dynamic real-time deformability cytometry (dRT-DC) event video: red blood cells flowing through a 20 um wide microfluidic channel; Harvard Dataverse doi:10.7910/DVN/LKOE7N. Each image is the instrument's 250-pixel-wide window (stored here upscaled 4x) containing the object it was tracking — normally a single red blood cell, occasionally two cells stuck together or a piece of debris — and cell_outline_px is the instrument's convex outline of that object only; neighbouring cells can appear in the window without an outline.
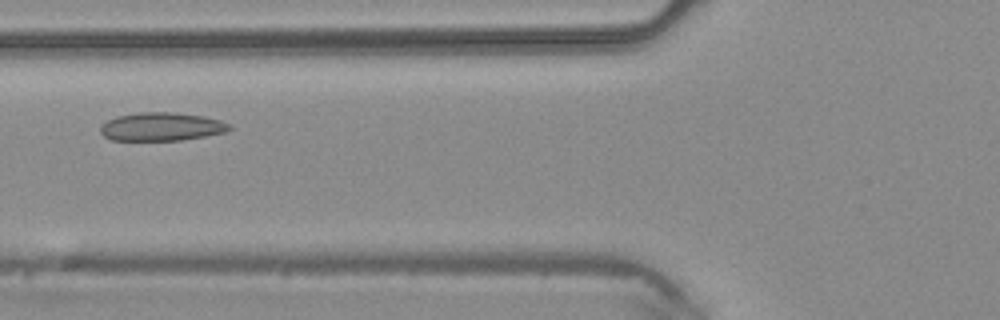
{"species": "common noctule bat (a hibernating species)", "species_latin": "Nyctalus noctula", "temperature_condition": "warm", "stored_images_in_passage": 4, "camera_frame_rate_fps": 3000, "um_per_image_px": 0.085, "animal": {"sex": "male", "body_mass_g": 20.4}, "frame": {"image": 1, "passage_image": 4, "time_ms": 1.0, "image_size_px": [1000, 320], "cell_outline_px": [[232, 128], [228, 132], [208, 136], [180, 140], [112, 140], [104, 136], [100, 132], [100, 124], [116, 116], [140, 112], [172, 112], [204, 116], [220, 120], [228, 124]], "centroid_in_image_um": [13.73, 10.77], "position_along_channel_um": 112.1, "area_um2": 21.44}}